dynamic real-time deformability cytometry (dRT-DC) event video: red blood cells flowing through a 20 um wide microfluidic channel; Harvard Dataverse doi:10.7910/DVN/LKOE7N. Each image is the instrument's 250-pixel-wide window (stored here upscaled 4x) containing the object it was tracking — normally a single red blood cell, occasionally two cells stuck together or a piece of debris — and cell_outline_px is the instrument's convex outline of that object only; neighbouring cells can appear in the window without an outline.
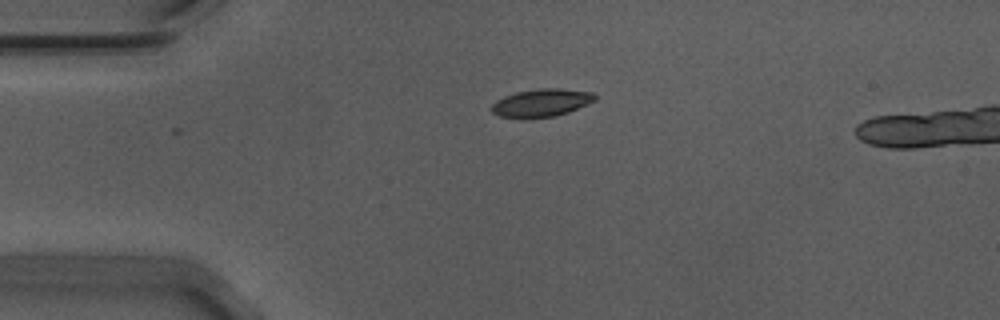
{"species": "Egyptian fruit bat (a non-hibernating species)", "species_latin": "Rousettus aegyptiacus", "temperature_condition": "warm", "stored_images_in_passage": 41, "camera_frame_rate_fps": 3000, "um_per_image_px": 0.085, "animal": {"sex": "male"}, "frame": {"image": 1, "passage_image": 1, "time_ms": 0.0, "image_size_px": [1000, 320], "cell_outline_px": [[596, 100], [588, 104], [568, 112], [556, 116], [500, 116], [492, 112], [492, 104], [496, 100], [504, 96], [516, 92], [540, 88], [556, 88], [592, 92], [596, 96]], "centroid_in_image_um": [46.06, 8.7], "position_along_channel_um": 38.9, "area_um2": 16.24}}
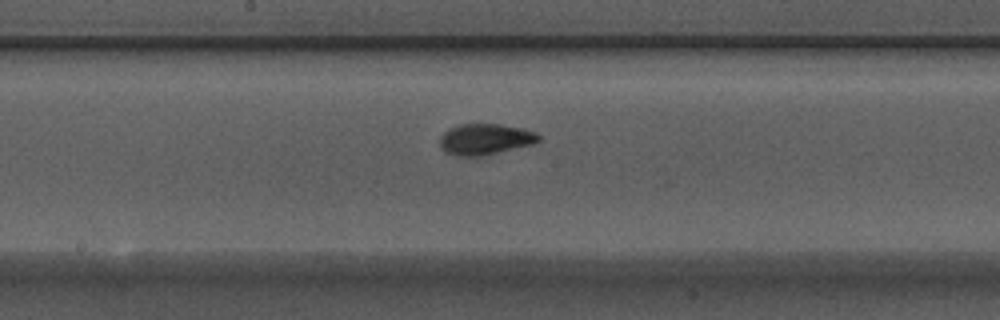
{"frame": {"image": 2, "passage_image": 17, "time_ms": 5.333, "image_size_px": [1000, 320], "cell_outline_px": [[540, 140], [532, 144], [480, 156], [456, 156], [440, 148], [440, 136], [448, 128], [460, 124], [500, 124], [520, 128], [536, 132], [540, 136]], "centroid_in_image_um": [41.21, 11.82], "position_along_channel_um": 207.0, "area_um2": 17.69}}
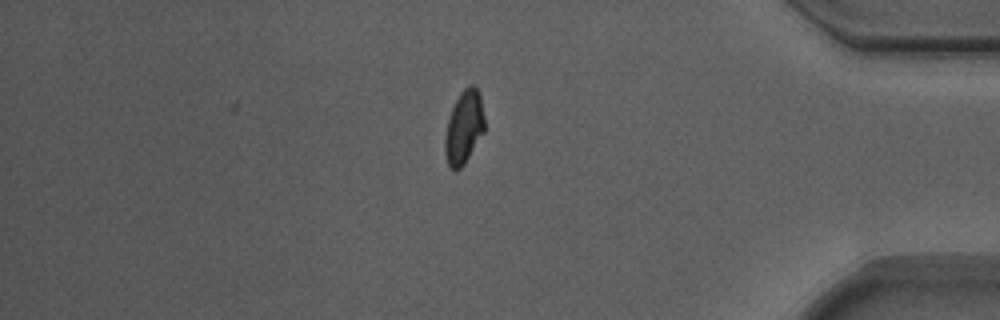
{"frame": {"image": 3, "passage_image": 35, "time_ms": 11.333, "image_size_px": [1000, 320], "cell_outline_px": [[484, 132], [464, 164], [456, 172], [448, 164], [444, 152], [444, 140], [448, 120], [452, 108], [460, 92], [468, 84], [472, 84], [480, 92], [484, 116]], "centroid_in_image_um": [39.44, 10.8], "position_along_channel_um": 395.8, "area_um2": 16.94}, "authors_computed_cell_mechanics": {"area_um2": 17.1666, "velocity_mm_per_s": 3.7147, "shape_relaxation_time_tau1_ms": 3.6138, "shape_relaxation_time_tau2_ms": 1.2685, "deformation_change_tau1": 0.171, "deformation_change_tau2": 0.0635}}